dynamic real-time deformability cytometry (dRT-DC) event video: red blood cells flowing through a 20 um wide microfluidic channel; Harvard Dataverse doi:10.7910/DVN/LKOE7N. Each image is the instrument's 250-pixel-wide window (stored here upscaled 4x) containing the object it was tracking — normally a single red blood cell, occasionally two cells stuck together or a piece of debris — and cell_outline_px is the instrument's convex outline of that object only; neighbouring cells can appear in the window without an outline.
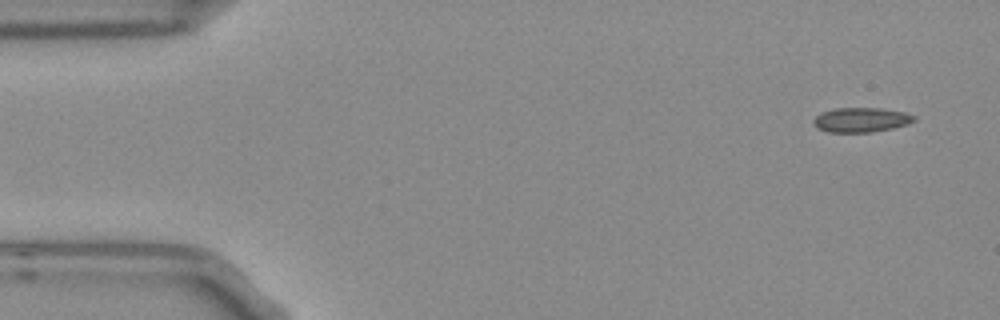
{"species": "Egyptian fruit bat (a non-hibernating species)", "species_latin": "Rousettus aegyptiacus", "temperature_condition": "room temperature", "stored_images_in_passage": 6, "camera_frame_rate_fps": 3000, "um_per_image_px": 0.085, "frame": {"image": 1, "passage_image": 1, "time_ms": 0.0, "image_size_px": [1000, 320], "cell_outline_px": [[916, 120], [908, 124], [892, 128], [872, 132], [828, 132], [816, 128], [812, 120], [820, 112], [836, 108], [880, 108], [904, 112], [916, 116]], "centroid_in_image_um": [73.18, 10.19], "position_along_channel_um": 11.8, "area_um2": 14.51}}
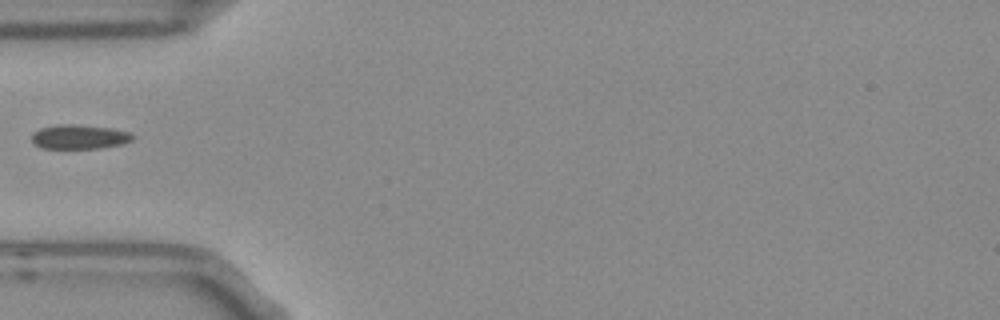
{"frame": {"image": 2, "passage_image": 4, "time_ms": 1.0, "image_size_px": [1000, 320], "cell_outline_px": [[136, 136], [132, 140], [120, 144], [96, 148], [40, 148], [32, 140], [32, 132], [40, 128], [56, 124], [72, 124], [112, 128], [128, 132]], "centroid_in_image_um": [6.71, 11.62], "position_along_channel_um": 78.3, "area_um2": 14.22}}
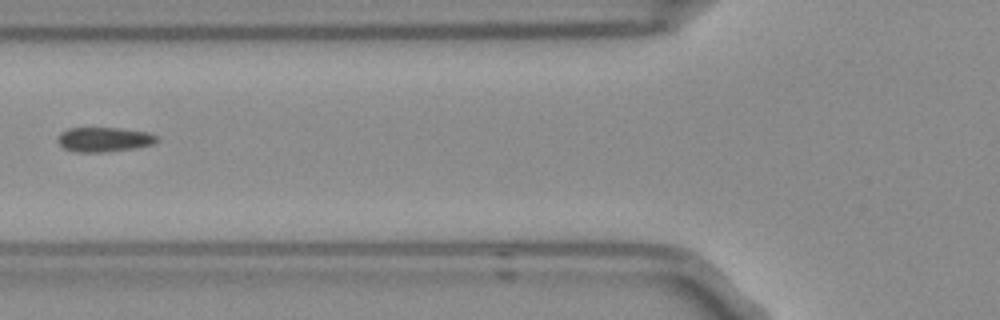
{"frame": {"image": 3, "passage_image": 5, "time_ms": 1.333, "image_size_px": [1000, 320], "cell_outline_px": [[160, 140], [152, 144], [136, 148], [104, 152], [76, 152], [64, 148], [56, 140], [56, 136], [60, 132], [68, 128], [120, 128], [148, 132], [156, 136]], "centroid_in_image_um": [8.82, 11.85], "position_along_channel_um": 117.0, "area_um2": 14.33}}